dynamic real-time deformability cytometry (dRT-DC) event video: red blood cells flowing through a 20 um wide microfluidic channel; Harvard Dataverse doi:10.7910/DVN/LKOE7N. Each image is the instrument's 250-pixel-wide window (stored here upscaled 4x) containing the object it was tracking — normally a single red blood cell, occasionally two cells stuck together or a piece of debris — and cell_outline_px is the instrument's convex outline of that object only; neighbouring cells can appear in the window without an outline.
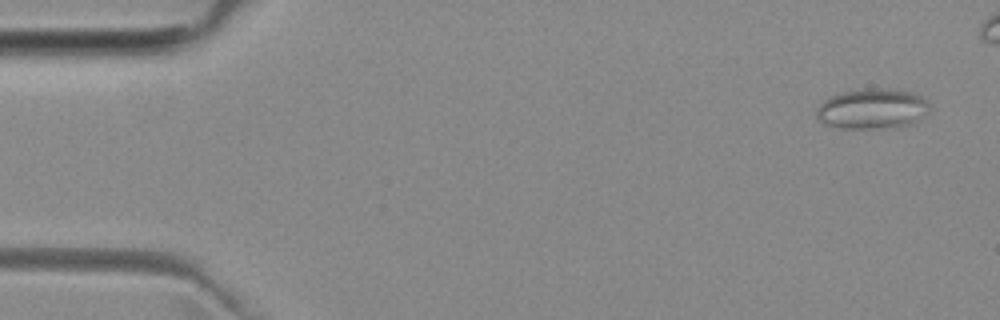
{"species": "common noctule bat (a hibernating species)", "species_latin": "Nyctalus noctula", "temperature_condition": "room temperature", "stored_images_in_passage": 3, "camera_frame_rate_fps": 3000, "um_per_image_px": 0.085, "animal": {"sex": "female", "body_mass_g": 29.2, "forearm_length_mm": 56.3}, "frame": {"image": 1, "passage_image": 1, "time_ms": 0.0, "image_size_px": [1000, 320], "cell_outline_px": [[932, 104], [928, 112], [912, 124], [900, 128], [840, 128], [824, 124], [816, 116], [816, 108], [824, 100], [832, 96], [844, 92], [864, 88], [888, 88], [912, 92], [920, 96]], "centroid_in_image_um": [74.18, 9.25], "position_along_channel_um": 10.8, "area_um2": 26.88}}